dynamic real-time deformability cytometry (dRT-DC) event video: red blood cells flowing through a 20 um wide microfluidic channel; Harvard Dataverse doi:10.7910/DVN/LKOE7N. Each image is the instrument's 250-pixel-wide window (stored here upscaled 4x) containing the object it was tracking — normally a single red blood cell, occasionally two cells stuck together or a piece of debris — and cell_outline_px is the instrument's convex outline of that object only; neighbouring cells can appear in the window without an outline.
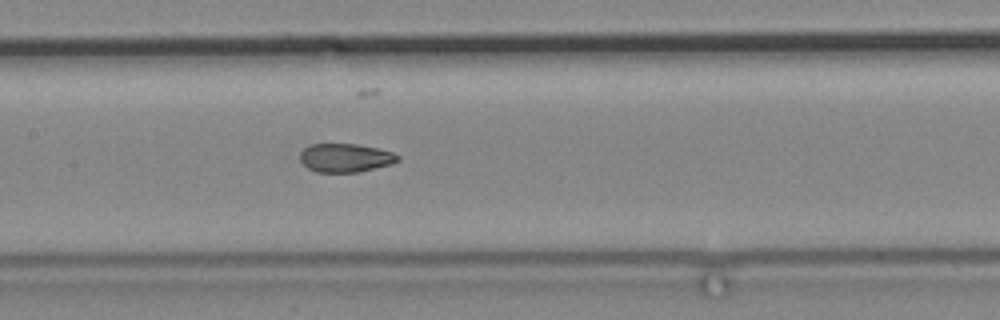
{"species": "common noctule bat (a hibernating species)", "species_latin": "Nyctalus noctula", "temperature_condition": "cold", "stored_images_in_passage": 12, "camera_frame_rate_fps": 3000, "um_per_image_px": 0.085, "animal": {"sex": "male", "body_mass_g": 19.2, "forearm_length_mm": 51.8}, "frame": {"image": 1, "passage_image": 12, "time_ms": 13.667, "image_size_px": [1000, 320], "cell_outline_px": [[400, 160], [392, 164], [356, 172], [316, 172], [308, 168], [300, 160], [300, 152], [304, 148], [312, 144], [356, 144], [376, 148], [392, 152], [400, 156]], "centroid_in_image_um": [29.36, 13.41], "position_along_channel_um": 178.0, "area_um2": 16.18}}